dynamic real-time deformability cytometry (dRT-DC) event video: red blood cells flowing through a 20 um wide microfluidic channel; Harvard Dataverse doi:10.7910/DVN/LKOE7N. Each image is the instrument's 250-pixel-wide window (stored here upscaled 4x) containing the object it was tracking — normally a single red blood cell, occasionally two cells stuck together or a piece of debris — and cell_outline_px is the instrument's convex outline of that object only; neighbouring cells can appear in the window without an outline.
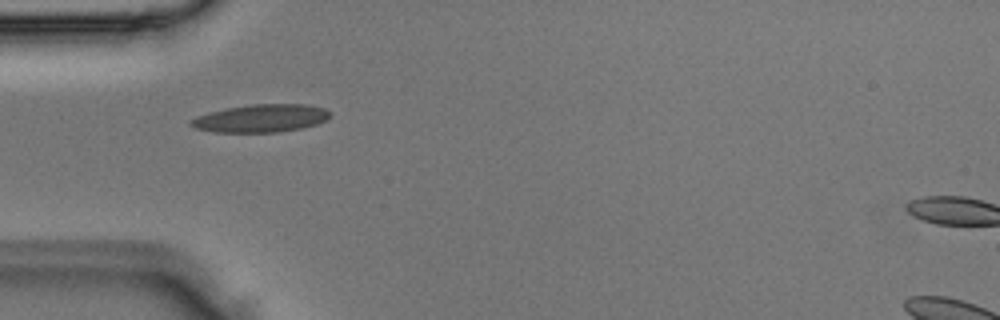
{"species": "Egyptian fruit bat (a non-hibernating species)", "species_latin": "Rousettus aegyptiacus", "temperature_condition": "room temperature", "stored_images_in_passage": 5, "camera_frame_rate_fps": 3000, "um_per_image_px": 0.085, "animal": {"sex": "male"}, "frame": {"image": 1, "passage_image": 4, "time_ms": 1.0, "image_size_px": [1000, 320], "cell_outline_px": [[332, 116], [328, 120], [304, 128], [280, 132], [216, 132], [196, 128], [188, 124], [188, 120], [196, 116], [228, 108], [252, 104], [304, 104], [324, 108], [332, 112]], "centroid_in_image_um": [22.23, 10.06], "position_along_channel_um": 62.8, "area_um2": 22.72}}